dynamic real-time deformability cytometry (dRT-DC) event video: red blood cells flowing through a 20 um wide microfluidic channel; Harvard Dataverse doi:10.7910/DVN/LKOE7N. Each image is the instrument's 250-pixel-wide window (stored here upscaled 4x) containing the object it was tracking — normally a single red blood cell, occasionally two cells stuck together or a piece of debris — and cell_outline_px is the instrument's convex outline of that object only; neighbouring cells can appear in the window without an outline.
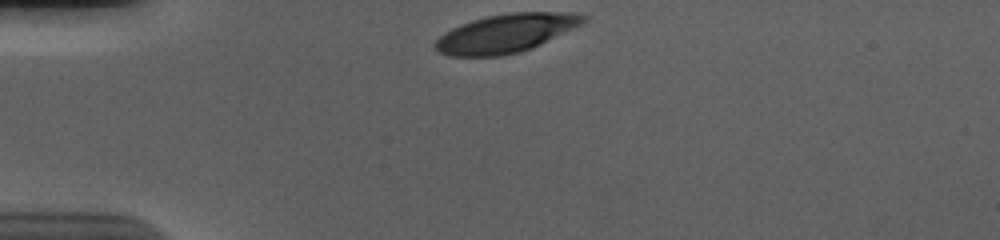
{"species": "human", "species_latin": "Homo sapiens", "temperature_condition": "cold", "stored_images_in_passage": 33, "camera_frame_rate_fps": 3000, "um_per_image_px": 0.085, "donor": {"sex": "male"}, "frame": {"image": 1, "passage_image": 1, "time_ms": 0.0, "image_size_px": [1000, 240], "cell_outline_px": [[588, 20], [532, 48], [520, 52], [500, 56], [452, 56], [440, 52], [432, 48], [432, 44], [444, 32], [460, 24], [472, 20], [488, 16], [512, 12], [560, 12], [588, 16]], "centroid_in_image_um": [42.93, 2.83], "position_along_channel_um": 42.1, "area_um2": 32.95}}
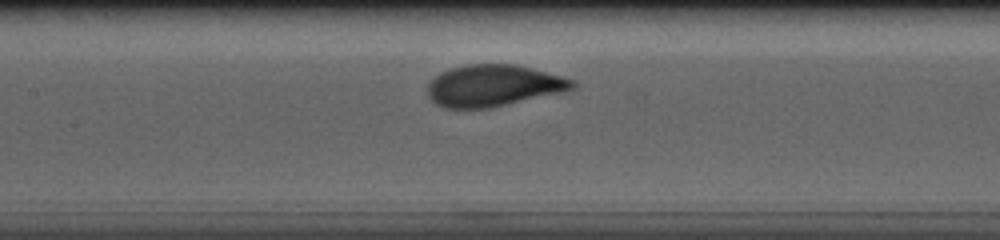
{"frame": {"image": 2, "passage_image": 14, "time_ms": 4.333, "image_size_px": [1000, 240], "cell_outline_px": [[576, 88], [564, 92], [488, 108], [444, 108], [436, 104], [428, 96], [428, 84], [440, 72], [448, 68], [468, 64], [516, 64], [564, 76], [572, 80], [576, 84]], "centroid_in_image_um": [41.95, 7.27], "position_along_channel_um": 165.4, "area_um2": 35.26}}
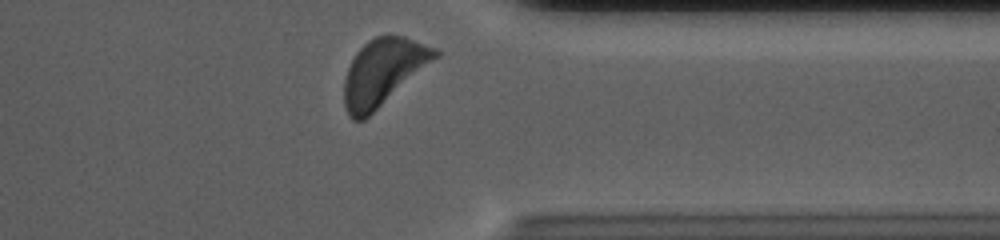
{"frame": {"image": 3, "passage_image": 32, "time_ms": 10.333, "image_size_px": [1000, 240], "cell_outline_px": [[440, 56], [364, 120], [352, 120], [348, 116], [344, 104], [344, 80], [348, 68], [356, 52], [368, 40], [376, 36], [404, 36], [436, 48], [440, 52]], "centroid_in_image_um": [32.57, 6.13], "position_along_channel_um": 378.8, "area_um2": 35.08}, "authors_computed_cell_mechanics": {"area_um2": 34.68, "velocity_mm_per_s": 3.6319, "shape_relaxation_time_tau1_ms": 2.1621, "shape_relaxation_time_tau2_ms": null, "deformation_change_tau1": 0.1409, "deformation_change_tau2": null}}